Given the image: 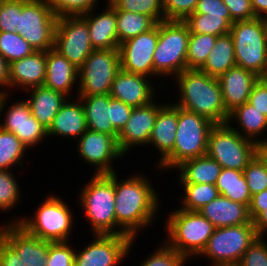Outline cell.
Returning a JSON list of instances; mask_svg holds the SVG:
<instances>
[{"label": "cell", "instance_id": "484cf974", "mask_svg": "<svg viewBox=\"0 0 267 266\" xmlns=\"http://www.w3.org/2000/svg\"><path fill=\"white\" fill-rule=\"evenodd\" d=\"M87 130V123L83 105L76 96L75 102L68 98L53 119L47 130L48 137L73 138L81 137Z\"/></svg>", "mask_w": 267, "mask_h": 266}, {"label": "cell", "instance_id": "f907efd6", "mask_svg": "<svg viewBox=\"0 0 267 266\" xmlns=\"http://www.w3.org/2000/svg\"><path fill=\"white\" fill-rule=\"evenodd\" d=\"M228 7L234 22L255 18L250 0H222Z\"/></svg>", "mask_w": 267, "mask_h": 266}, {"label": "cell", "instance_id": "f546056e", "mask_svg": "<svg viewBox=\"0 0 267 266\" xmlns=\"http://www.w3.org/2000/svg\"><path fill=\"white\" fill-rule=\"evenodd\" d=\"M233 119L235 120L231 121ZM235 121L239 129L233 127L234 123L231 122ZM227 123L242 137L250 139L259 145L267 142V139L261 140L259 137L267 130V117L253 107L249 102H246L231 111L229 113ZM231 124H233V126Z\"/></svg>", "mask_w": 267, "mask_h": 266}, {"label": "cell", "instance_id": "d6986e66", "mask_svg": "<svg viewBox=\"0 0 267 266\" xmlns=\"http://www.w3.org/2000/svg\"><path fill=\"white\" fill-rule=\"evenodd\" d=\"M151 78L120 69L112 83L110 96L126 105L140 107L156 100Z\"/></svg>", "mask_w": 267, "mask_h": 266}, {"label": "cell", "instance_id": "cb8c5ba5", "mask_svg": "<svg viewBox=\"0 0 267 266\" xmlns=\"http://www.w3.org/2000/svg\"><path fill=\"white\" fill-rule=\"evenodd\" d=\"M106 10L82 15L88 24L90 41L94 49H119L116 9L107 2ZM95 15V16H94Z\"/></svg>", "mask_w": 267, "mask_h": 266}, {"label": "cell", "instance_id": "52a82bcc", "mask_svg": "<svg viewBox=\"0 0 267 266\" xmlns=\"http://www.w3.org/2000/svg\"><path fill=\"white\" fill-rule=\"evenodd\" d=\"M230 34L237 66L263 78L267 74V19L233 22Z\"/></svg>", "mask_w": 267, "mask_h": 266}, {"label": "cell", "instance_id": "4316f807", "mask_svg": "<svg viewBox=\"0 0 267 266\" xmlns=\"http://www.w3.org/2000/svg\"><path fill=\"white\" fill-rule=\"evenodd\" d=\"M199 213L208 219L215 228L238 226L251 221L249 208L222 195L204 205Z\"/></svg>", "mask_w": 267, "mask_h": 266}, {"label": "cell", "instance_id": "680465c9", "mask_svg": "<svg viewBox=\"0 0 267 266\" xmlns=\"http://www.w3.org/2000/svg\"><path fill=\"white\" fill-rule=\"evenodd\" d=\"M250 2L255 17L267 19V0H250Z\"/></svg>", "mask_w": 267, "mask_h": 266}, {"label": "cell", "instance_id": "c3c4849f", "mask_svg": "<svg viewBox=\"0 0 267 266\" xmlns=\"http://www.w3.org/2000/svg\"><path fill=\"white\" fill-rule=\"evenodd\" d=\"M237 266H267V243L258 237L245 251Z\"/></svg>", "mask_w": 267, "mask_h": 266}, {"label": "cell", "instance_id": "74e56055", "mask_svg": "<svg viewBox=\"0 0 267 266\" xmlns=\"http://www.w3.org/2000/svg\"><path fill=\"white\" fill-rule=\"evenodd\" d=\"M216 39L217 36L210 34L190 33L186 57L187 69H199L205 63Z\"/></svg>", "mask_w": 267, "mask_h": 266}, {"label": "cell", "instance_id": "816d5d0a", "mask_svg": "<svg viewBox=\"0 0 267 266\" xmlns=\"http://www.w3.org/2000/svg\"><path fill=\"white\" fill-rule=\"evenodd\" d=\"M133 107L126 105L120 100L111 98V123L120 132L129 120Z\"/></svg>", "mask_w": 267, "mask_h": 266}, {"label": "cell", "instance_id": "ab89813d", "mask_svg": "<svg viewBox=\"0 0 267 266\" xmlns=\"http://www.w3.org/2000/svg\"><path fill=\"white\" fill-rule=\"evenodd\" d=\"M116 11L135 12L150 16L156 23L164 21L163 0H106Z\"/></svg>", "mask_w": 267, "mask_h": 266}, {"label": "cell", "instance_id": "11a10c76", "mask_svg": "<svg viewBox=\"0 0 267 266\" xmlns=\"http://www.w3.org/2000/svg\"><path fill=\"white\" fill-rule=\"evenodd\" d=\"M267 207V190L254 194L249 206V216L253 221Z\"/></svg>", "mask_w": 267, "mask_h": 266}, {"label": "cell", "instance_id": "60d3db41", "mask_svg": "<svg viewBox=\"0 0 267 266\" xmlns=\"http://www.w3.org/2000/svg\"><path fill=\"white\" fill-rule=\"evenodd\" d=\"M250 194H258L267 190V160L259 152L243 170Z\"/></svg>", "mask_w": 267, "mask_h": 266}, {"label": "cell", "instance_id": "603a6c76", "mask_svg": "<svg viewBox=\"0 0 267 266\" xmlns=\"http://www.w3.org/2000/svg\"><path fill=\"white\" fill-rule=\"evenodd\" d=\"M178 125V106L173 103L165 104L158 110L154 127L149 139L161 156L158 158L159 166L173 151L176 141Z\"/></svg>", "mask_w": 267, "mask_h": 266}, {"label": "cell", "instance_id": "bcb514c9", "mask_svg": "<svg viewBox=\"0 0 267 266\" xmlns=\"http://www.w3.org/2000/svg\"><path fill=\"white\" fill-rule=\"evenodd\" d=\"M23 0H0V31L16 32Z\"/></svg>", "mask_w": 267, "mask_h": 266}, {"label": "cell", "instance_id": "836d02e7", "mask_svg": "<svg viewBox=\"0 0 267 266\" xmlns=\"http://www.w3.org/2000/svg\"><path fill=\"white\" fill-rule=\"evenodd\" d=\"M116 18L119 44L148 31L156 24L150 16L135 12L116 11Z\"/></svg>", "mask_w": 267, "mask_h": 266}, {"label": "cell", "instance_id": "5b68a950", "mask_svg": "<svg viewBox=\"0 0 267 266\" xmlns=\"http://www.w3.org/2000/svg\"><path fill=\"white\" fill-rule=\"evenodd\" d=\"M74 213L69 205L57 195L47 196L37 208L33 217L18 218L9 223H17L28 234L49 242H66L75 224Z\"/></svg>", "mask_w": 267, "mask_h": 266}, {"label": "cell", "instance_id": "f6af8a7d", "mask_svg": "<svg viewBox=\"0 0 267 266\" xmlns=\"http://www.w3.org/2000/svg\"><path fill=\"white\" fill-rule=\"evenodd\" d=\"M69 241L49 242L46 266H74L76 250Z\"/></svg>", "mask_w": 267, "mask_h": 266}, {"label": "cell", "instance_id": "b9f144b4", "mask_svg": "<svg viewBox=\"0 0 267 266\" xmlns=\"http://www.w3.org/2000/svg\"><path fill=\"white\" fill-rule=\"evenodd\" d=\"M12 170H0V212L10 211L21 198L18 180Z\"/></svg>", "mask_w": 267, "mask_h": 266}, {"label": "cell", "instance_id": "4fadbf2b", "mask_svg": "<svg viewBox=\"0 0 267 266\" xmlns=\"http://www.w3.org/2000/svg\"><path fill=\"white\" fill-rule=\"evenodd\" d=\"M54 49L80 68L94 50L86 19L82 16L58 17Z\"/></svg>", "mask_w": 267, "mask_h": 266}, {"label": "cell", "instance_id": "2e32d148", "mask_svg": "<svg viewBox=\"0 0 267 266\" xmlns=\"http://www.w3.org/2000/svg\"><path fill=\"white\" fill-rule=\"evenodd\" d=\"M77 151L81 160L95 166V174H111L115 171L112 166L114 160L123 158L117 140L105 133L86 130L77 142Z\"/></svg>", "mask_w": 267, "mask_h": 266}, {"label": "cell", "instance_id": "7a4b0ae2", "mask_svg": "<svg viewBox=\"0 0 267 266\" xmlns=\"http://www.w3.org/2000/svg\"><path fill=\"white\" fill-rule=\"evenodd\" d=\"M179 99L175 105L197 113L214 124L227 123L221 86L217 77L209 76L198 69H187L175 78Z\"/></svg>", "mask_w": 267, "mask_h": 266}, {"label": "cell", "instance_id": "e0dca14e", "mask_svg": "<svg viewBox=\"0 0 267 266\" xmlns=\"http://www.w3.org/2000/svg\"><path fill=\"white\" fill-rule=\"evenodd\" d=\"M3 122L0 127L14 133L17 138L29 149L41 143L45 137L48 138L47 129L31 114L28 102L18 100L8 106Z\"/></svg>", "mask_w": 267, "mask_h": 266}, {"label": "cell", "instance_id": "6da1fadb", "mask_svg": "<svg viewBox=\"0 0 267 266\" xmlns=\"http://www.w3.org/2000/svg\"><path fill=\"white\" fill-rule=\"evenodd\" d=\"M140 174L119 180L114 172L116 235L137 238L140 230L151 226L161 208L156 190L148 178Z\"/></svg>", "mask_w": 267, "mask_h": 266}, {"label": "cell", "instance_id": "8fae6325", "mask_svg": "<svg viewBox=\"0 0 267 266\" xmlns=\"http://www.w3.org/2000/svg\"><path fill=\"white\" fill-rule=\"evenodd\" d=\"M121 69L119 49H94L78 69L76 96L110 94L112 83Z\"/></svg>", "mask_w": 267, "mask_h": 266}, {"label": "cell", "instance_id": "ba28073f", "mask_svg": "<svg viewBox=\"0 0 267 266\" xmlns=\"http://www.w3.org/2000/svg\"><path fill=\"white\" fill-rule=\"evenodd\" d=\"M190 30L184 21L159 22V37L153 54L154 72L160 77H176L187 70Z\"/></svg>", "mask_w": 267, "mask_h": 266}, {"label": "cell", "instance_id": "4dcf8cb0", "mask_svg": "<svg viewBox=\"0 0 267 266\" xmlns=\"http://www.w3.org/2000/svg\"><path fill=\"white\" fill-rule=\"evenodd\" d=\"M176 169L179 170L180 184H213L221 173V165L207 154L184 161Z\"/></svg>", "mask_w": 267, "mask_h": 266}, {"label": "cell", "instance_id": "30bf717a", "mask_svg": "<svg viewBox=\"0 0 267 266\" xmlns=\"http://www.w3.org/2000/svg\"><path fill=\"white\" fill-rule=\"evenodd\" d=\"M258 238L253 221L238 226L215 228L200 254L211 266H237L248 247Z\"/></svg>", "mask_w": 267, "mask_h": 266}, {"label": "cell", "instance_id": "d590c367", "mask_svg": "<svg viewBox=\"0 0 267 266\" xmlns=\"http://www.w3.org/2000/svg\"><path fill=\"white\" fill-rule=\"evenodd\" d=\"M184 189L181 209L199 211L204 205L220 196L216 185L213 184H182Z\"/></svg>", "mask_w": 267, "mask_h": 266}, {"label": "cell", "instance_id": "94428289", "mask_svg": "<svg viewBox=\"0 0 267 266\" xmlns=\"http://www.w3.org/2000/svg\"><path fill=\"white\" fill-rule=\"evenodd\" d=\"M260 153L264 156L267 160V142L260 145Z\"/></svg>", "mask_w": 267, "mask_h": 266}, {"label": "cell", "instance_id": "f1b7e54d", "mask_svg": "<svg viewBox=\"0 0 267 266\" xmlns=\"http://www.w3.org/2000/svg\"><path fill=\"white\" fill-rule=\"evenodd\" d=\"M26 91L31 93L29 99H26L31 114L48 130L55 115L68 97L45 86L30 88Z\"/></svg>", "mask_w": 267, "mask_h": 266}, {"label": "cell", "instance_id": "277c9868", "mask_svg": "<svg viewBox=\"0 0 267 266\" xmlns=\"http://www.w3.org/2000/svg\"><path fill=\"white\" fill-rule=\"evenodd\" d=\"M167 218L165 228L168 238L164 242L187 260L200 256L213 235L214 225L199 211L181 208L172 210Z\"/></svg>", "mask_w": 267, "mask_h": 266}, {"label": "cell", "instance_id": "3957f363", "mask_svg": "<svg viewBox=\"0 0 267 266\" xmlns=\"http://www.w3.org/2000/svg\"><path fill=\"white\" fill-rule=\"evenodd\" d=\"M79 192V207L93 234L116 235L114 172L93 174Z\"/></svg>", "mask_w": 267, "mask_h": 266}, {"label": "cell", "instance_id": "681fc988", "mask_svg": "<svg viewBox=\"0 0 267 266\" xmlns=\"http://www.w3.org/2000/svg\"><path fill=\"white\" fill-rule=\"evenodd\" d=\"M194 13L223 17L230 25L234 22L231 18L228 7L222 0H198Z\"/></svg>", "mask_w": 267, "mask_h": 266}, {"label": "cell", "instance_id": "6f0895ef", "mask_svg": "<svg viewBox=\"0 0 267 266\" xmlns=\"http://www.w3.org/2000/svg\"><path fill=\"white\" fill-rule=\"evenodd\" d=\"M253 225L258 237L265 238L264 236L267 235V207L253 220Z\"/></svg>", "mask_w": 267, "mask_h": 266}, {"label": "cell", "instance_id": "ffe728a7", "mask_svg": "<svg viewBox=\"0 0 267 266\" xmlns=\"http://www.w3.org/2000/svg\"><path fill=\"white\" fill-rule=\"evenodd\" d=\"M1 237L17 252L26 266H46L48 241L28 234L17 223L4 224Z\"/></svg>", "mask_w": 267, "mask_h": 266}, {"label": "cell", "instance_id": "6125c7cd", "mask_svg": "<svg viewBox=\"0 0 267 266\" xmlns=\"http://www.w3.org/2000/svg\"><path fill=\"white\" fill-rule=\"evenodd\" d=\"M2 229H3V226L2 227L0 226V238H1V234H2Z\"/></svg>", "mask_w": 267, "mask_h": 266}, {"label": "cell", "instance_id": "e575fe53", "mask_svg": "<svg viewBox=\"0 0 267 266\" xmlns=\"http://www.w3.org/2000/svg\"><path fill=\"white\" fill-rule=\"evenodd\" d=\"M26 150L27 147L14 133L0 127V170H10L13 165L21 166Z\"/></svg>", "mask_w": 267, "mask_h": 266}, {"label": "cell", "instance_id": "8d00e7d4", "mask_svg": "<svg viewBox=\"0 0 267 266\" xmlns=\"http://www.w3.org/2000/svg\"><path fill=\"white\" fill-rule=\"evenodd\" d=\"M194 34H210L222 36L230 33L231 25L223 17L208 16V14L192 13L184 21Z\"/></svg>", "mask_w": 267, "mask_h": 266}, {"label": "cell", "instance_id": "be15d7a7", "mask_svg": "<svg viewBox=\"0 0 267 266\" xmlns=\"http://www.w3.org/2000/svg\"><path fill=\"white\" fill-rule=\"evenodd\" d=\"M263 78L267 81V74Z\"/></svg>", "mask_w": 267, "mask_h": 266}, {"label": "cell", "instance_id": "7c38bea8", "mask_svg": "<svg viewBox=\"0 0 267 266\" xmlns=\"http://www.w3.org/2000/svg\"><path fill=\"white\" fill-rule=\"evenodd\" d=\"M58 17L50 10L46 0H23L16 32L35 51L54 48L55 29Z\"/></svg>", "mask_w": 267, "mask_h": 266}, {"label": "cell", "instance_id": "db71d44e", "mask_svg": "<svg viewBox=\"0 0 267 266\" xmlns=\"http://www.w3.org/2000/svg\"><path fill=\"white\" fill-rule=\"evenodd\" d=\"M0 266H26L17 252L1 237Z\"/></svg>", "mask_w": 267, "mask_h": 266}, {"label": "cell", "instance_id": "7402d4cb", "mask_svg": "<svg viewBox=\"0 0 267 266\" xmlns=\"http://www.w3.org/2000/svg\"><path fill=\"white\" fill-rule=\"evenodd\" d=\"M259 78L255 73L239 66L230 68L218 77L228 113L248 102L253 85Z\"/></svg>", "mask_w": 267, "mask_h": 266}, {"label": "cell", "instance_id": "83f0119b", "mask_svg": "<svg viewBox=\"0 0 267 266\" xmlns=\"http://www.w3.org/2000/svg\"><path fill=\"white\" fill-rule=\"evenodd\" d=\"M79 97L85 112L87 129L112 135L116 140L118 131L111 123V96L110 94H98Z\"/></svg>", "mask_w": 267, "mask_h": 266}, {"label": "cell", "instance_id": "8992f818", "mask_svg": "<svg viewBox=\"0 0 267 266\" xmlns=\"http://www.w3.org/2000/svg\"><path fill=\"white\" fill-rule=\"evenodd\" d=\"M215 124L197 113L178 106L176 141L172 153L159 165V169L177 168L184 161L207 154L208 136Z\"/></svg>", "mask_w": 267, "mask_h": 266}, {"label": "cell", "instance_id": "ee69618b", "mask_svg": "<svg viewBox=\"0 0 267 266\" xmlns=\"http://www.w3.org/2000/svg\"><path fill=\"white\" fill-rule=\"evenodd\" d=\"M151 255L139 266H184L187 259L178 253L173 248L169 247L165 242H162Z\"/></svg>", "mask_w": 267, "mask_h": 266}, {"label": "cell", "instance_id": "5bb4252c", "mask_svg": "<svg viewBox=\"0 0 267 266\" xmlns=\"http://www.w3.org/2000/svg\"><path fill=\"white\" fill-rule=\"evenodd\" d=\"M81 251L76 250L74 266H119L136 241L129 235H93Z\"/></svg>", "mask_w": 267, "mask_h": 266}, {"label": "cell", "instance_id": "44dd1931", "mask_svg": "<svg viewBox=\"0 0 267 266\" xmlns=\"http://www.w3.org/2000/svg\"><path fill=\"white\" fill-rule=\"evenodd\" d=\"M46 77V52L35 51L33 54L9 64V94L12 89L26 90L43 86ZM11 88V89H10Z\"/></svg>", "mask_w": 267, "mask_h": 266}, {"label": "cell", "instance_id": "9a60e30c", "mask_svg": "<svg viewBox=\"0 0 267 266\" xmlns=\"http://www.w3.org/2000/svg\"><path fill=\"white\" fill-rule=\"evenodd\" d=\"M159 37V23L119 46L121 69L130 73L156 78L153 54Z\"/></svg>", "mask_w": 267, "mask_h": 266}, {"label": "cell", "instance_id": "d4e9b609", "mask_svg": "<svg viewBox=\"0 0 267 266\" xmlns=\"http://www.w3.org/2000/svg\"><path fill=\"white\" fill-rule=\"evenodd\" d=\"M78 82V68L54 48L46 51V77L43 86L58 91L68 98ZM75 84V85H74Z\"/></svg>", "mask_w": 267, "mask_h": 266}, {"label": "cell", "instance_id": "7dc6e473", "mask_svg": "<svg viewBox=\"0 0 267 266\" xmlns=\"http://www.w3.org/2000/svg\"><path fill=\"white\" fill-rule=\"evenodd\" d=\"M198 0H163L164 20L185 21L194 13Z\"/></svg>", "mask_w": 267, "mask_h": 266}, {"label": "cell", "instance_id": "91938a15", "mask_svg": "<svg viewBox=\"0 0 267 266\" xmlns=\"http://www.w3.org/2000/svg\"><path fill=\"white\" fill-rule=\"evenodd\" d=\"M8 99H9V94H3L2 92H0V117L3 114L2 111L5 109L4 106H6V103L9 101Z\"/></svg>", "mask_w": 267, "mask_h": 266}, {"label": "cell", "instance_id": "f35d334b", "mask_svg": "<svg viewBox=\"0 0 267 266\" xmlns=\"http://www.w3.org/2000/svg\"><path fill=\"white\" fill-rule=\"evenodd\" d=\"M34 52L33 47L19 33L0 31V54L8 64Z\"/></svg>", "mask_w": 267, "mask_h": 266}, {"label": "cell", "instance_id": "9c48e42d", "mask_svg": "<svg viewBox=\"0 0 267 266\" xmlns=\"http://www.w3.org/2000/svg\"><path fill=\"white\" fill-rule=\"evenodd\" d=\"M259 152V144L242 137L228 123L215 124L210 130L207 155L222 168L243 171Z\"/></svg>", "mask_w": 267, "mask_h": 266}, {"label": "cell", "instance_id": "ac0fdd59", "mask_svg": "<svg viewBox=\"0 0 267 266\" xmlns=\"http://www.w3.org/2000/svg\"><path fill=\"white\" fill-rule=\"evenodd\" d=\"M163 105L164 103H157L154 100L147 105L133 108L129 120L117 137L119 149L124 156L133 146L149 144L158 110Z\"/></svg>", "mask_w": 267, "mask_h": 266}, {"label": "cell", "instance_id": "7bdbcfd3", "mask_svg": "<svg viewBox=\"0 0 267 266\" xmlns=\"http://www.w3.org/2000/svg\"><path fill=\"white\" fill-rule=\"evenodd\" d=\"M50 10L57 16H79L96 10L99 0H46ZM95 8V9H94Z\"/></svg>", "mask_w": 267, "mask_h": 266}, {"label": "cell", "instance_id": "1f68e13d", "mask_svg": "<svg viewBox=\"0 0 267 266\" xmlns=\"http://www.w3.org/2000/svg\"><path fill=\"white\" fill-rule=\"evenodd\" d=\"M237 66L234 43L230 33L217 36L215 45L205 63L198 69L209 76L219 77L230 68Z\"/></svg>", "mask_w": 267, "mask_h": 266}, {"label": "cell", "instance_id": "d6a6232c", "mask_svg": "<svg viewBox=\"0 0 267 266\" xmlns=\"http://www.w3.org/2000/svg\"><path fill=\"white\" fill-rule=\"evenodd\" d=\"M215 185L220 195L249 208L252 195L243 171L222 168Z\"/></svg>", "mask_w": 267, "mask_h": 266}, {"label": "cell", "instance_id": "9f6ffc18", "mask_svg": "<svg viewBox=\"0 0 267 266\" xmlns=\"http://www.w3.org/2000/svg\"><path fill=\"white\" fill-rule=\"evenodd\" d=\"M8 68L9 64L0 54V92L3 94H9Z\"/></svg>", "mask_w": 267, "mask_h": 266}, {"label": "cell", "instance_id": "f5cc1de1", "mask_svg": "<svg viewBox=\"0 0 267 266\" xmlns=\"http://www.w3.org/2000/svg\"><path fill=\"white\" fill-rule=\"evenodd\" d=\"M248 102L267 117V81L264 78L253 85Z\"/></svg>", "mask_w": 267, "mask_h": 266}]
</instances>
